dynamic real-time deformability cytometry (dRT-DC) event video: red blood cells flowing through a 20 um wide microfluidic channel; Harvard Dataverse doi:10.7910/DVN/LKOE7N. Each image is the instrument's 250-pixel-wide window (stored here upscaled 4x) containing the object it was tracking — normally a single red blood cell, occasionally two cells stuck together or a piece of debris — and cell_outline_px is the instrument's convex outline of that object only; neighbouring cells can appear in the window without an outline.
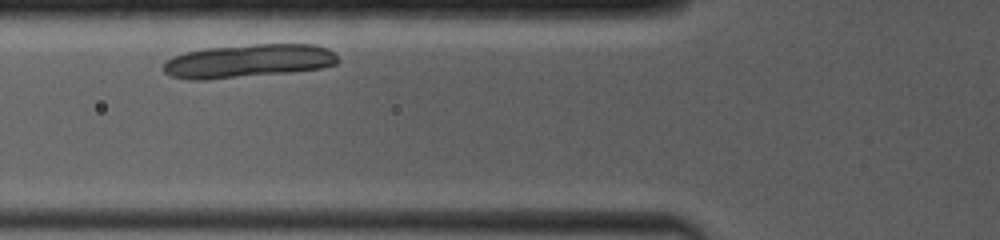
{"species": "common noctule bat (a hibernating species)", "species_latin": "Nyctalus noctula", "temperature_condition": "room temperature", "stored_images_in_passage": 2, "camera_frame_rate_fps": 4000, "um_per_image_px": 0.085, "animal": {"sex": "female", "body_mass_g": 19.0, "forearm_length_mm": 53.3}, "frame": {"image": 1, "passage_image": 2, "time_ms": 1.25, "image_size_px": [1000, 240], "cell_outline_px": [[336, 64], [320, 68], [288, 72], [204, 80], [192, 80], [172, 76], [164, 72], [164, 60], [172, 56], [184, 52], [204, 48], [252, 44], [316, 44], [328, 48], [336, 56]], "centroid_in_image_um": [21.05, 5.17], "position_along_channel_um": 104.8, "area_um2": 33.87}}